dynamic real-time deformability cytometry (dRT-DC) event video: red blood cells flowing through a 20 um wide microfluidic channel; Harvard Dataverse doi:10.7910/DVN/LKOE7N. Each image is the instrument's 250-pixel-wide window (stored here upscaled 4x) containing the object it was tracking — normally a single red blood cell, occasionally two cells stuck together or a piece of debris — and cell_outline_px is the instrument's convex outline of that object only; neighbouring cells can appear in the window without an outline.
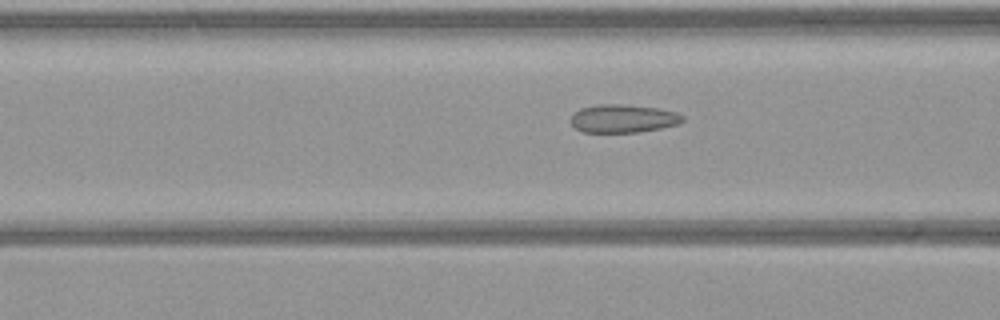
{"species": "common noctule bat (a hibernating species)", "species_latin": "Nyctalus noctula", "temperature_condition": "warm", "stored_images_in_passage": 54, "camera_frame_rate_fps": 3000, "um_per_image_px": 0.085, "animal": {"sex": "female", "body_mass_g": 21.9}, "frame": {"image": 1, "passage_image": 20, "time_ms": 6.333, "image_size_px": [1000, 320], "cell_outline_px": [[684, 120], [680, 124], [640, 132], [584, 132], [576, 128], [568, 120], [580, 108], [596, 104], [620, 104], [656, 108], [676, 112], [684, 116]], "centroid_in_image_um": [52.96, 10.08], "position_along_channel_um": 113.6, "area_um2": 18.38}}
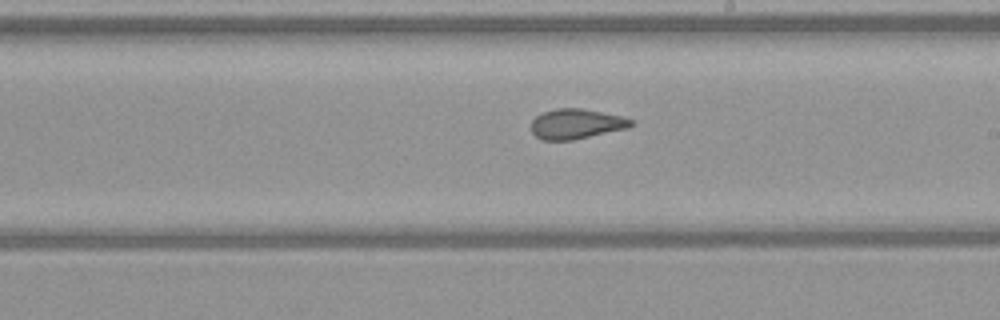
{"frame": {"image": 2, "passage_image": 30, "time_ms": 9.667, "image_size_px": [1000, 320], "cell_outline_px": [[636, 124], [628, 128], [572, 140], [540, 140], [532, 132], [532, 120], [536, 116], [544, 112], [556, 108], [584, 108], [624, 116], [632, 120]], "centroid_in_image_um": [49.01, 10.52], "position_along_channel_um": 240.0, "area_um2": 17.63}}
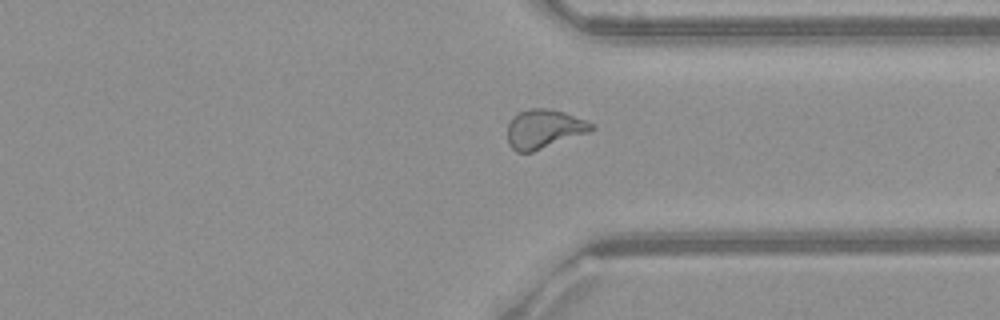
{"frame": {"image": 3, "passage_image": 40, "time_ms": 13.0, "image_size_px": [1000, 320], "cell_outline_px": [[596, 128], [592, 132], [532, 152], [516, 152], [508, 144], [508, 124], [512, 116], [528, 108], [544, 108], [564, 112], [584, 120], [592, 124]], "centroid_in_image_um": [46.24, 10.97], "position_along_channel_um": 365.2, "area_um2": 19.19}}